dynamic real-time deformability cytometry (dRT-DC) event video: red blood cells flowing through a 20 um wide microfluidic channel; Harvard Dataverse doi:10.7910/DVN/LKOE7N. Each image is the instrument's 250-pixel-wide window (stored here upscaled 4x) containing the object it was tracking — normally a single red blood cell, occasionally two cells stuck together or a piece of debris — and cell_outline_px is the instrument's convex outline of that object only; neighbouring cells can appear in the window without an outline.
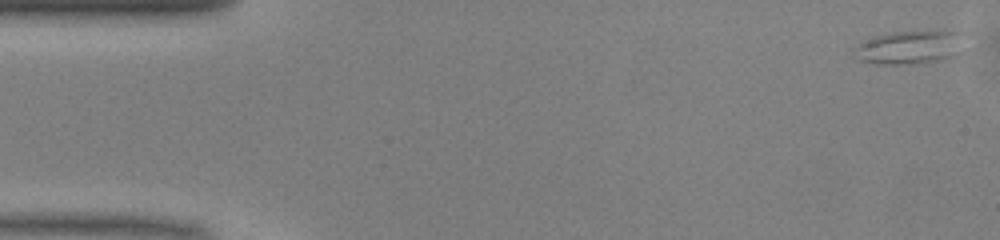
{"species": "common noctule bat (a hibernating species)", "species_latin": "Nyctalus noctula", "temperature_condition": "warm", "stored_images_in_passage": 50, "segment_of_instrument_passage": [1, 2], "camera_frame_rate_fps": 3000, "um_per_image_px": 0.085, "animal": {"sex": "male", "body_mass_g": 13.0, "forearm_length_mm": 53.1}, "frame": {"image": 1, "passage_image": 1, "time_ms": 0.0, "image_size_px": [1000, 240], "cell_outline_px": [[964, 32], [960, 52], [956, 56], [940, 60], [916, 64], [872, 64], [856, 60], [856, 48], [860, 44], [876, 36], [892, 32]], "centroid_in_image_um": [77.34, 4.06], "position_along_channel_um": 7.7, "area_um2": 21.21}}
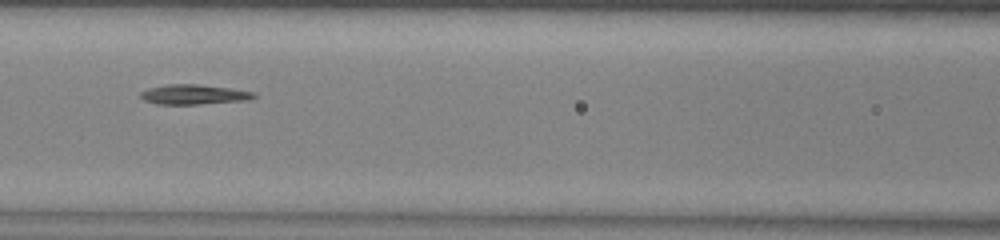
{"frame": {"image": 2, "passage_image": 21, "time_ms": 6.667, "image_size_px": [1000, 240], "cell_outline_px": [[256, 96], [252, 100], [200, 104], [156, 104], [144, 100], [140, 96], [140, 92], [148, 88], [168, 84], [196, 84], [232, 88], [256, 92]], "centroid_in_image_um": [16.52, 8.03], "position_along_channel_um": 150.1, "area_um2": 13.29}}
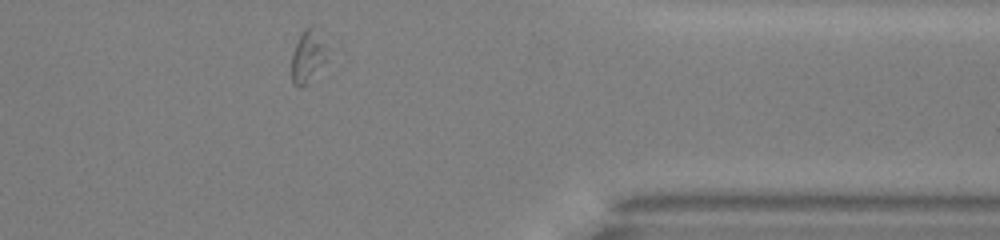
{"frame": {"image": 3, "passage_image": 40, "time_ms": 13.0, "image_size_px": [1000, 240], "cell_outline_px": [[336, 60], [300, 88], [296, 88], [292, 84], [292, 52], [304, 28], [312, 24], [316, 24]], "centroid_in_image_um": [26.35, 4.78], "position_along_channel_um": 385.0, "area_um2": 12.54}}